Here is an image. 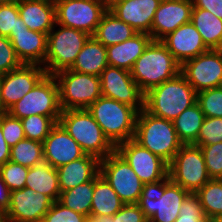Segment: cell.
<instances>
[{
	"label": "cell",
	"mask_w": 222,
	"mask_h": 222,
	"mask_svg": "<svg viewBox=\"0 0 222 222\" xmlns=\"http://www.w3.org/2000/svg\"><path fill=\"white\" fill-rule=\"evenodd\" d=\"M204 118V113L196 102L173 120L174 128L183 145L193 144L197 140Z\"/></svg>",
	"instance_id": "obj_31"
},
{
	"label": "cell",
	"mask_w": 222,
	"mask_h": 222,
	"mask_svg": "<svg viewBox=\"0 0 222 222\" xmlns=\"http://www.w3.org/2000/svg\"><path fill=\"white\" fill-rule=\"evenodd\" d=\"M180 73L197 93L222 86V49H209L187 60Z\"/></svg>",
	"instance_id": "obj_12"
},
{
	"label": "cell",
	"mask_w": 222,
	"mask_h": 222,
	"mask_svg": "<svg viewBox=\"0 0 222 222\" xmlns=\"http://www.w3.org/2000/svg\"><path fill=\"white\" fill-rule=\"evenodd\" d=\"M164 194V179L154 182L145 183L141 191L140 198H150L159 200Z\"/></svg>",
	"instance_id": "obj_46"
},
{
	"label": "cell",
	"mask_w": 222,
	"mask_h": 222,
	"mask_svg": "<svg viewBox=\"0 0 222 222\" xmlns=\"http://www.w3.org/2000/svg\"><path fill=\"white\" fill-rule=\"evenodd\" d=\"M102 96L134 107L144 108V94L131 76V71L108 65L100 74Z\"/></svg>",
	"instance_id": "obj_13"
},
{
	"label": "cell",
	"mask_w": 222,
	"mask_h": 222,
	"mask_svg": "<svg viewBox=\"0 0 222 222\" xmlns=\"http://www.w3.org/2000/svg\"><path fill=\"white\" fill-rule=\"evenodd\" d=\"M137 33L129 24L121 21L108 9L102 16L93 36L105 47H108L124 42Z\"/></svg>",
	"instance_id": "obj_29"
},
{
	"label": "cell",
	"mask_w": 222,
	"mask_h": 222,
	"mask_svg": "<svg viewBox=\"0 0 222 222\" xmlns=\"http://www.w3.org/2000/svg\"><path fill=\"white\" fill-rule=\"evenodd\" d=\"M168 176L190 193L202 188L211 178L200 147L183 145L168 164Z\"/></svg>",
	"instance_id": "obj_9"
},
{
	"label": "cell",
	"mask_w": 222,
	"mask_h": 222,
	"mask_svg": "<svg viewBox=\"0 0 222 222\" xmlns=\"http://www.w3.org/2000/svg\"><path fill=\"white\" fill-rule=\"evenodd\" d=\"M180 214L175 222H205L207 220L200 199L190 193L181 205Z\"/></svg>",
	"instance_id": "obj_41"
},
{
	"label": "cell",
	"mask_w": 222,
	"mask_h": 222,
	"mask_svg": "<svg viewBox=\"0 0 222 222\" xmlns=\"http://www.w3.org/2000/svg\"><path fill=\"white\" fill-rule=\"evenodd\" d=\"M25 187L47 195L54 201L59 200L61 193L57 170L46 161L28 168Z\"/></svg>",
	"instance_id": "obj_28"
},
{
	"label": "cell",
	"mask_w": 222,
	"mask_h": 222,
	"mask_svg": "<svg viewBox=\"0 0 222 222\" xmlns=\"http://www.w3.org/2000/svg\"><path fill=\"white\" fill-rule=\"evenodd\" d=\"M87 216L75 212L61 204L53 203L41 222H86Z\"/></svg>",
	"instance_id": "obj_43"
},
{
	"label": "cell",
	"mask_w": 222,
	"mask_h": 222,
	"mask_svg": "<svg viewBox=\"0 0 222 222\" xmlns=\"http://www.w3.org/2000/svg\"><path fill=\"white\" fill-rule=\"evenodd\" d=\"M191 22L201 34L208 49H222V19L217 18L210 11L193 8Z\"/></svg>",
	"instance_id": "obj_30"
},
{
	"label": "cell",
	"mask_w": 222,
	"mask_h": 222,
	"mask_svg": "<svg viewBox=\"0 0 222 222\" xmlns=\"http://www.w3.org/2000/svg\"><path fill=\"white\" fill-rule=\"evenodd\" d=\"M45 1H49V2H52V3H56L57 1H59V0H45Z\"/></svg>",
	"instance_id": "obj_53"
},
{
	"label": "cell",
	"mask_w": 222,
	"mask_h": 222,
	"mask_svg": "<svg viewBox=\"0 0 222 222\" xmlns=\"http://www.w3.org/2000/svg\"><path fill=\"white\" fill-rule=\"evenodd\" d=\"M216 221H217V222H222V216L219 217Z\"/></svg>",
	"instance_id": "obj_54"
},
{
	"label": "cell",
	"mask_w": 222,
	"mask_h": 222,
	"mask_svg": "<svg viewBox=\"0 0 222 222\" xmlns=\"http://www.w3.org/2000/svg\"><path fill=\"white\" fill-rule=\"evenodd\" d=\"M196 102L205 117H222V86L198 92Z\"/></svg>",
	"instance_id": "obj_37"
},
{
	"label": "cell",
	"mask_w": 222,
	"mask_h": 222,
	"mask_svg": "<svg viewBox=\"0 0 222 222\" xmlns=\"http://www.w3.org/2000/svg\"><path fill=\"white\" fill-rule=\"evenodd\" d=\"M193 8L210 11L217 18L222 19V0H192Z\"/></svg>",
	"instance_id": "obj_47"
},
{
	"label": "cell",
	"mask_w": 222,
	"mask_h": 222,
	"mask_svg": "<svg viewBox=\"0 0 222 222\" xmlns=\"http://www.w3.org/2000/svg\"><path fill=\"white\" fill-rule=\"evenodd\" d=\"M67 133L81 146L85 154L104 159L115 151V146L87 109L62 111L59 121Z\"/></svg>",
	"instance_id": "obj_5"
},
{
	"label": "cell",
	"mask_w": 222,
	"mask_h": 222,
	"mask_svg": "<svg viewBox=\"0 0 222 222\" xmlns=\"http://www.w3.org/2000/svg\"><path fill=\"white\" fill-rule=\"evenodd\" d=\"M160 41L180 65L209 50L192 22L183 24Z\"/></svg>",
	"instance_id": "obj_21"
},
{
	"label": "cell",
	"mask_w": 222,
	"mask_h": 222,
	"mask_svg": "<svg viewBox=\"0 0 222 222\" xmlns=\"http://www.w3.org/2000/svg\"><path fill=\"white\" fill-rule=\"evenodd\" d=\"M61 192L93 180L100 173V160L86 154L78 160L71 161L57 169Z\"/></svg>",
	"instance_id": "obj_23"
},
{
	"label": "cell",
	"mask_w": 222,
	"mask_h": 222,
	"mask_svg": "<svg viewBox=\"0 0 222 222\" xmlns=\"http://www.w3.org/2000/svg\"><path fill=\"white\" fill-rule=\"evenodd\" d=\"M46 74L43 66L33 64H22L11 72L3 74L1 95L5 110L8 111L32 90Z\"/></svg>",
	"instance_id": "obj_17"
},
{
	"label": "cell",
	"mask_w": 222,
	"mask_h": 222,
	"mask_svg": "<svg viewBox=\"0 0 222 222\" xmlns=\"http://www.w3.org/2000/svg\"><path fill=\"white\" fill-rule=\"evenodd\" d=\"M21 65L9 38L0 36V74L11 72Z\"/></svg>",
	"instance_id": "obj_44"
},
{
	"label": "cell",
	"mask_w": 222,
	"mask_h": 222,
	"mask_svg": "<svg viewBox=\"0 0 222 222\" xmlns=\"http://www.w3.org/2000/svg\"><path fill=\"white\" fill-rule=\"evenodd\" d=\"M152 40L147 33H137L124 42L106 47L108 65L131 71Z\"/></svg>",
	"instance_id": "obj_25"
},
{
	"label": "cell",
	"mask_w": 222,
	"mask_h": 222,
	"mask_svg": "<svg viewBox=\"0 0 222 222\" xmlns=\"http://www.w3.org/2000/svg\"><path fill=\"white\" fill-rule=\"evenodd\" d=\"M54 202L28 187L12 191L9 210L0 218L1 222H41Z\"/></svg>",
	"instance_id": "obj_15"
},
{
	"label": "cell",
	"mask_w": 222,
	"mask_h": 222,
	"mask_svg": "<svg viewBox=\"0 0 222 222\" xmlns=\"http://www.w3.org/2000/svg\"><path fill=\"white\" fill-rule=\"evenodd\" d=\"M200 147L211 179H222V142Z\"/></svg>",
	"instance_id": "obj_40"
},
{
	"label": "cell",
	"mask_w": 222,
	"mask_h": 222,
	"mask_svg": "<svg viewBox=\"0 0 222 222\" xmlns=\"http://www.w3.org/2000/svg\"><path fill=\"white\" fill-rule=\"evenodd\" d=\"M43 152L44 161L56 169L86 155L59 122L43 141Z\"/></svg>",
	"instance_id": "obj_19"
},
{
	"label": "cell",
	"mask_w": 222,
	"mask_h": 222,
	"mask_svg": "<svg viewBox=\"0 0 222 222\" xmlns=\"http://www.w3.org/2000/svg\"><path fill=\"white\" fill-rule=\"evenodd\" d=\"M192 0H161L151 26L153 40H161L178 27L191 22Z\"/></svg>",
	"instance_id": "obj_20"
},
{
	"label": "cell",
	"mask_w": 222,
	"mask_h": 222,
	"mask_svg": "<svg viewBox=\"0 0 222 222\" xmlns=\"http://www.w3.org/2000/svg\"><path fill=\"white\" fill-rule=\"evenodd\" d=\"M17 3L27 28L48 35L56 23L55 4L45 0H19Z\"/></svg>",
	"instance_id": "obj_24"
},
{
	"label": "cell",
	"mask_w": 222,
	"mask_h": 222,
	"mask_svg": "<svg viewBox=\"0 0 222 222\" xmlns=\"http://www.w3.org/2000/svg\"><path fill=\"white\" fill-rule=\"evenodd\" d=\"M57 26L58 30L55 29ZM89 37L90 35L82 30L55 23L47 38V52L43 65L46 73L55 75L70 69Z\"/></svg>",
	"instance_id": "obj_6"
},
{
	"label": "cell",
	"mask_w": 222,
	"mask_h": 222,
	"mask_svg": "<svg viewBox=\"0 0 222 222\" xmlns=\"http://www.w3.org/2000/svg\"><path fill=\"white\" fill-rule=\"evenodd\" d=\"M208 220L222 216V179H210L196 193Z\"/></svg>",
	"instance_id": "obj_33"
},
{
	"label": "cell",
	"mask_w": 222,
	"mask_h": 222,
	"mask_svg": "<svg viewBox=\"0 0 222 222\" xmlns=\"http://www.w3.org/2000/svg\"><path fill=\"white\" fill-rule=\"evenodd\" d=\"M2 80H3V74H0V116L7 113V111L4 108L3 102H2V95H1Z\"/></svg>",
	"instance_id": "obj_51"
},
{
	"label": "cell",
	"mask_w": 222,
	"mask_h": 222,
	"mask_svg": "<svg viewBox=\"0 0 222 222\" xmlns=\"http://www.w3.org/2000/svg\"><path fill=\"white\" fill-rule=\"evenodd\" d=\"M205 222H217L216 220H206Z\"/></svg>",
	"instance_id": "obj_55"
},
{
	"label": "cell",
	"mask_w": 222,
	"mask_h": 222,
	"mask_svg": "<svg viewBox=\"0 0 222 222\" xmlns=\"http://www.w3.org/2000/svg\"><path fill=\"white\" fill-rule=\"evenodd\" d=\"M115 150L144 184L158 182L168 175V164L134 139L119 143Z\"/></svg>",
	"instance_id": "obj_14"
},
{
	"label": "cell",
	"mask_w": 222,
	"mask_h": 222,
	"mask_svg": "<svg viewBox=\"0 0 222 222\" xmlns=\"http://www.w3.org/2000/svg\"><path fill=\"white\" fill-rule=\"evenodd\" d=\"M125 203L108 181L99 173L94 178V191L91 204V217L113 216Z\"/></svg>",
	"instance_id": "obj_27"
},
{
	"label": "cell",
	"mask_w": 222,
	"mask_h": 222,
	"mask_svg": "<svg viewBox=\"0 0 222 222\" xmlns=\"http://www.w3.org/2000/svg\"><path fill=\"white\" fill-rule=\"evenodd\" d=\"M86 222H112V216L91 217L88 216Z\"/></svg>",
	"instance_id": "obj_50"
},
{
	"label": "cell",
	"mask_w": 222,
	"mask_h": 222,
	"mask_svg": "<svg viewBox=\"0 0 222 222\" xmlns=\"http://www.w3.org/2000/svg\"><path fill=\"white\" fill-rule=\"evenodd\" d=\"M107 66L106 47L94 36H90L78 53L70 70L100 76Z\"/></svg>",
	"instance_id": "obj_26"
},
{
	"label": "cell",
	"mask_w": 222,
	"mask_h": 222,
	"mask_svg": "<svg viewBox=\"0 0 222 222\" xmlns=\"http://www.w3.org/2000/svg\"><path fill=\"white\" fill-rule=\"evenodd\" d=\"M2 179L11 191L20 190L25 187L28 167L18 163L7 161L0 166Z\"/></svg>",
	"instance_id": "obj_39"
},
{
	"label": "cell",
	"mask_w": 222,
	"mask_h": 222,
	"mask_svg": "<svg viewBox=\"0 0 222 222\" xmlns=\"http://www.w3.org/2000/svg\"><path fill=\"white\" fill-rule=\"evenodd\" d=\"M197 101V92L179 73L144 94V109L150 114L173 121Z\"/></svg>",
	"instance_id": "obj_1"
},
{
	"label": "cell",
	"mask_w": 222,
	"mask_h": 222,
	"mask_svg": "<svg viewBox=\"0 0 222 222\" xmlns=\"http://www.w3.org/2000/svg\"><path fill=\"white\" fill-rule=\"evenodd\" d=\"M9 161L25 167H33L44 161L43 143L30 139L20 140L11 147Z\"/></svg>",
	"instance_id": "obj_34"
},
{
	"label": "cell",
	"mask_w": 222,
	"mask_h": 222,
	"mask_svg": "<svg viewBox=\"0 0 222 222\" xmlns=\"http://www.w3.org/2000/svg\"><path fill=\"white\" fill-rule=\"evenodd\" d=\"M0 125L3 137L10 148L26 138L21 119L12 117L8 112L0 116Z\"/></svg>",
	"instance_id": "obj_42"
},
{
	"label": "cell",
	"mask_w": 222,
	"mask_h": 222,
	"mask_svg": "<svg viewBox=\"0 0 222 222\" xmlns=\"http://www.w3.org/2000/svg\"><path fill=\"white\" fill-rule=\"evenodd\" d=\"M107 10V0H59L55 3L56 24L93 36Z\"/></svg>",
	"instance_id": "obj_10"
},
{
	"label": "cell",
	"mask_w": 222,
	"mask_h": 222,
	"mask_svg": "<svg viewBox=\"0 0 222 222\" xmlns=\"http://www.w3.org/2000/svg\"><path fill=\"white\" fill-rule=\"evenodd\" d=\"M161 0H110L108 9L138 33L151 36V26Z\"/></svg>",
	"instance_id": "obj_18"
},
{
	"label": "cell",
	"mask_w": 222,
	"mask_h": 222,
	"mask_svg": "<svg viewBox=\"0 0 222 222\" xmlns=\"http://www.w3.org/2000/svg\"><path fill=\"white\" fill-rule=\"evenodd\" d=\"M48 35L30 29L11 32L9 40L22 64L44 65Z\"/></svg>",
	"instance_id": "obj_22"
},
{
	"label": "cell",
	"mask_w": 222,
	"mask_h": 222,
	"mask_svg": "<svg viewBox=\"0 0 222 222\" xmlns=\"http://www.w3.org/2000/svg\"><path fill=\"white\" fill-rule=\"evenodd\" d=\"M100 174L125 204H137L144 183L116 150L100 160Z\"/></svg>",
	"instance_id": "obj_11"
},
{
	"label": "cell",
	"mask_w": 222,
	"mask_h": 222,
	"mask_svg": "<svg viewBox=\"0 0 222 222\" xmlns=\"http://www.w3.org/2000/svg\"><path fill=\"white\" fill-rule=\"evenodd\" d=\"M222 142V117H205L197 140L192 145H209Z\"/></svg>",
	"instance_id": "obj_38"
},
{
	"label": "cell",
	"mask_w": 222,
	"mask_h": 222,
	"mask_svg": "<svg viewBox=\"0 0 222 222\" xmlns=\"http://www.w3.org/2000/svg\"><path fill=\"white\" fill-rule=\"evenodd\" d=\"M134 140L167 164L183 146L173 121L154 116L144 108L137 114Z\"/></svg>",
	"instance_id": "obj_3"
},
{
	"label": "cell",
	"mask_w": 222,
	"mask_h": 222,
	"mask_svg": "<svg viewBox=\"0 0 222 222\" xmlns=\"http://www.w3.org/2000/svg\"><path fill=\"white\" fill-rule=\"evenodd\" d=\"M12 117L22 119L30 115L60 117L59 86L54 75L46 74L36 85L8 111Z\"/></svg>",
	"instance_id": "obj_8"
},
{
	"label": "cell",
	"mask_w": 222,
	"mask_h": 222,
	"mask_svg": "<svg viewBox=\"0 0 222 222\" xmlns=\"http://www.w3.org/2000/svg\"><path fill=\"white\" fill-rule=\"evenodd\" d=\"M189 191L172 182L167 175L164 178V194L157 199L139 198L137 205L149 222H175L180 208Z\"/></svg>",
	"instance_id": "obj_16"
},
{
	"label": "cell",
	"mask_w": 222,
	"mask_h": 222,
	"mask_svg": "<svg viewBox=\"0 0 222 222\" xmlns=\"http://www.w3.org/2000/svg\"><path fill=\"white\" fill-rule=\"evenodd\" d=\"M93 191L94 179L62 191L58 201L67 208L88 217L91 214Z\"/></svg>",
	"instance_id": "obj_32"
},
{
	"label": "cell",
	"mask_w": 222,
	"mask_h": 222,
	"mask_svg": "<svg viewBox=\"0 0 222 222\" xmlns=\"http://www.w3.org/2000/svg\"><path fill=\"white\" fill-rule=\"evenodd\" d=\"M87 110L115 147L134 139L138 114L134 107L101 96Z\"/></svg>",
	"instance_id": "obj_4"
},
{
	"label": "cell",
	"mask_w": 222,
	"mask_h": 222,
	"mask_svg": "<svg viewBox=\"0 0 222 222\" xmlns=\"http://www.w3.org/2000/svg\"><path fill=\"white\" fill-rule=\"evenodd\" d=\"M59 86L60 106L67 109H87L102 96L100 77L70 69L54 75Z\"/></svg>",
	"instance_id": "obj_7"
},
{
	"label": "cell",
	"mask_w": 222,
	"mask_h": 222,
	"mask_svg": "<svg viewBox=\"0 0 222 222\" xmlns=\"http://www.w3.org/2000/svg\"><path fill=\"white\" fill-rule=\"evenodd\" d=\"M10 150L11 148L8 146L5 141L0 125V166L4 165L10 159Z\"/></svg>",
	"instance_id": "obj_49"
},
{
	"label": "cell",
	"mask_w": 222,
	"mask_h": 222,
	"mask_svg": "<svg viewBox=\"0 0 222 222\" xmlns=\"http://www.w3.org/2000/svg\"><path fill=\"white\" fill-rule=\"evenodd\" d=\"M25 29L27 26L20 17L17 2L0 5V36L9 38L11 32Z\"/></svg>",
	"instance_id": "obj_36"
},
{
	"label": "cell",
	"mask_w": 222,
	"mask_h": 222,
	"mask_svg": "<svg viewBox=\"0 0 222 222\" xmlns=\"http://www.w3.org/2000/svg\"><path fill=\"white\" fill-rule=\"evenodd\" d=\"M112 222H149L137 204H125L112 216Z\"/></svg>",
	"instance_id": "obj_45"
},
{
	"label": "cell",
	"mask_w": 222,
	"mask_h": 222,
	"mask_svg": "<svg viewBox=\"0 0 222 222\" xmlns=\"http://www.w3.org/2000/svg\"><path fill=\"white\" fill-rule=\"evenodd\" d=\"M11 190L2 179L0 171V218L9 210L11 201Z\"/></svg>",
	"instance_id": "obj_48"
},
{
	"label": "cell",
	"mask_w": 222,
	"mask_h": 222,
	"mask_svg": "<svg viewBox=\"0 0 222 222\" xmlns=\"http://www.w3.org/2000/svg\"><path fill=\"white\" fill-rule=\"evenodd\" d=\"M59 118L42 115H30L29 117L22 118L25 137L43 143L52 127L59 121Z\"/></svg>",
	"instance_id": "obj_35"
},
{
	"label": "cell",
	"mask_w": 222,
	"mask_h": 222,
	"mask_svg": "<svg viewBox=\"0 0 222 222\" xmlns=\"http://www.w3.org/2000/svg\"><path fill=\"white\" fill-rule=\"evenodd\" d=\"M19 0H0V5L12 4L18 2Z\"/></svg>",
	"instance_id": "obj_52"
},
{
	"label": "cell",
	"mask_w": 222,
	"mask_h": 222,
	"mask_svg": "<svg viewBox=\"0 0 222 222\" xmlns=\"http://www.w3.org/2000/svg\"><path fill=\"white\" fill-rule=\"evenodd\" d=\"M181 65L160 40H152L138 57L131 76L143 94L180 73Z\"/></svg>",
	"instance_id": "obj_2"
}]
</instances>
